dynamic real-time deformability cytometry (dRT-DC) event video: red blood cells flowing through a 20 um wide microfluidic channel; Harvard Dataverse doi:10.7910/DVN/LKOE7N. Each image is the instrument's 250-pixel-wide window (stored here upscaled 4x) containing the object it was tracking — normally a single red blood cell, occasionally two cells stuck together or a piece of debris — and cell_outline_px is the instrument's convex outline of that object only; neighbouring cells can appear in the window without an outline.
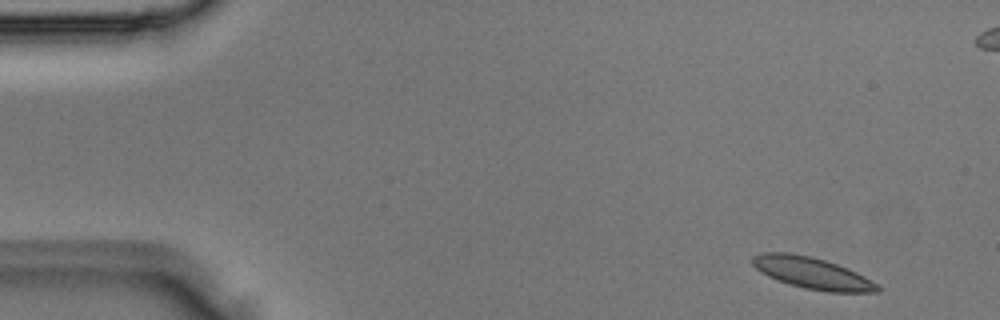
{"species": "Egyptian fruit bat (a non-hibernating species)", "species_latin": "Rousettus aegyptiacus", "temperature_condition": "room temperature", "stored_images_in_passage": 3, "camera_frame_rate_fps": 3000, "um_per_image_px": 0.085, "animal": {"sex": "male"}, "frame": {"image": 1, "passage_image": 1, "time_ms": 0.0, "image_size_px": [1000, 320], "cell_outline_px": [[880, 292], [828, 292], [804, 288], [788, 284], [768, 276], [760, 272], [752, 264], [752, 256], [760, 252], [792, 252], [812, 256], [848, 268], [864, 276], [876, 284], [880, 288]], "centroid_in_image_um": [68.99, 23.2], "position_along_channel_um": 16.0, "area_um2": 23.06}}